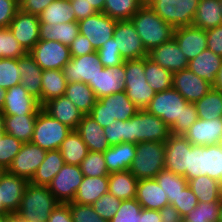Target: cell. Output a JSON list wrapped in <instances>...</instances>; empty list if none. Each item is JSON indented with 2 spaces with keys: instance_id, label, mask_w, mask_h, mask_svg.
I'll return each instance as SVG.
<instances>
[{
  "instance_id": "4316f807",
  "label": "cell",
  "mask_w": 222,
  "mask_h": 222,
  "mask_svg": "<svg viewBox=\"0 0 222 222\" xmlns=\"http://www.w3.org/2000/svg\"><path fill=\"white\" fill-rule=\"evenodd\" d=\"M76 131L91 152H105L110 144L104 134V128L90 115H83Z\"/></svg>"
},
{
  "instance_id": "6f0895ef",
  "label": "cell",
  "mask_w": 222,
  "mask_h": 222,
  "mask_svg": "<svg viewBox=\"0 0 222 222\" xmlns=\"http://www.w3.org/2000/svg\"><path fill=\"white\" fill-rule=\"evenodd\" d=\"M67 204L70 208L73 222H108L95 212L92 205L75 202H68Z\"/></svg>"
},
{
  "instance_id": "9c48e42d",
  "label": "cell",
  "mask_w": 222,
  "mask_h": 222,
  "mask_svg": "<svg viewBox=\"0 0 222 222\" xmlns=\"http://www.w3.org/2000/svg\"><path fill=\"white\" fill-rule=\"evenodd\" d=\"M199 0H153L149 6L174 28L193 24Z\"/></svg>"
},
{
  "instance_id": "bcb514c9",
  "label": "cell",
  "mask_w": 222,
  "mask_h": 222,
  "mask_svg": "<svg viewBox=\"0 0 222 222\" xmlns=\"http://www.w3.org/2000/svg\"><path fill=\"white\" fill-rule=\"evenodd\" d=\"M220 201L199 202L182 222H218Z\"/></svg>"
},
{
  "instance_id": "11a10c76",
  "label": "cell",
  "mask_w": 222,
  "mask_h": 222,
  "mask_svg": "<svg viewBox=\"0 0 222 222\" xmlns=\"http://www.w3.org/2000/svg\"><path fill=\"white\" fill-rule=\"evenodd\" d=\"M121 202V199H118L116 196L107 192L104 193L100 199L96 200L92 206L95 212L101 216V218L109 221L115 216Z\"/></svg>"
},
{
  "instance_id": "f6af8a7d",
  "label": "cell",
  "mask_w": 222,
  "mask_h": 222,
  "mask_svg": "<svg viewBox=\"0 0 222 222\" xmlns=\"http://www.w3.org/2000/svg\"><path fill=\"white\" fill-rule=\"evenodd\" d=\"M168 197L172 204L181 191L188 185V180L172 171L162 169L154 178Z\"/></svg>"
},
{
  "instance_id": "484cf974",
  "label": "cell",
  "mask_w": 222,
  "mask_h": 222,
  "mask_svg": "<svg viewBox=\"0 0 222 222\" xmlns=\"http://www.w3.org/2000/svg\"><path fill=\"white\" fill-rule=\"evenodd\" d=\"M20 84L30 95L36 98L41 106V87L43 70L36 64L34 58L28 53L18 58Z\"/></svg>"
},
{
  "instance_id": "ba28073f",
  "label": "cell",
  "mask_w": 222,
  "mask_h": 222,
  "mask_svg": "<svg viewBox=\"0 0 222 222\" xmlns=\"http://www.w3.org/2000/svg\"><path fill=\"white\" fill-rule=\"evenodd\" d=\"M71 130L67 125L52 118L47 112L41 109L34 124L31 142L46 151L57 150Z\"/></svg>"
},
{
  "instance_id": "9a60e30c",
  "label": "cell",
  "mask_w": 222,
  "mask_h": 222,
  "mask_svg": "<svg viewBox=\"0 0 222 222\" xmlns=\"http://www.w3.org/2000/svg\"><path fill=\"white\" fill-rule=\"evenodd\" d=\"M103 68L98 52L95 51L84 56L71 57L62 71L68 83L83 82L88 84L93 82L95 76Z\"/></svg>"
},
{
  "instance_id": "30bf717a",
  "label": "cell",
  "mask_w": 222,
  "mask_h": 222,
  "mask_svg": "<svg viewBox=\"0 0 222 222\" xmlns=\"http://www.w3.org/2000/svg\"><path fill=\"white\" fill-rule=\"evenodd\" d=\"M29 54L42 70H62L71 59L69 47L58 41L40 40Z\"/></svg>"
},
{
  "instance_id": "91938a15",
  "label": "cell",
  "mask_w": 222,
  "mask_h": 222,
  "mask_svg": "<svg viewBox=\"0 0 222 222\" xmlns=\"http://www.w3.org/2000/svg\"><path fill=\"white\" fill-rule=\"evenodd\" d=\"M110 146L126 142V121L116 120L104 128Z\"/></svg>"
},
{
  "instance_id": "c3c4849f",
  "label": "cell",
  "mask_w": 222,
  "mask_h": 222,
  "mask_svg": "<svg viewBox=\"0 0 222 222\" xmlns=\"http://www.w3.org/2000/svg\"><path fill=\"white\" fill-rule=\"evenodd\" d=\"M205 172L211 179L222 183V150L219 144L205 146Z\"/></svg>"
},
{
  "instance_id": "ab89813d",
  "label": "cell",
  "mask_w": 222,
  "mask_h": 222,
  "mask_svg": "<svg viewBox=\"0 0 222 222\" xmlns=\"http://www.w3.org/2000/svg\"><path fill=\"white\" fill-rule=\"evenodd\" d=\"M64 95L71 100L84 115L91 112L97 100L92 88L83 82L68 83Z\"/></svg>"
},
{
  "instance_id": "f907efd6",
  "label": "cell",
  "mask_w": 222,
  "mask_h": 222,
  "mask_svg": "<svg viewBox=\"0 0 222 222\" xmlns=\"http://www.w3.org/2000/svg\"><path fill=\"white\" fill-rule=\"evenodd\" d=\"M26 53L9 28L0 27V59H18Z\"/></svg>"
},
{
  "instance_id": "b9f144b4",
  "label": "cell",
  "mask_w": 222,
  "mask_h": 222,
  "mask_svg": "<svg viewBox=\"0 0 222 222\" xmlns=\"http://www.w3.org/2000/svg\"><path fill=\"white\" fill-rule=\"evenodd\" d=\"M188 186L196 195L198 202L221 200V183L207 175L188 180Z\"/></svg>"
},
{
  "instance_id": "a7ac6f4b",
  "label": "cell",
  "mask_w": 222,
  "mask_h": 222,
  "mask_svg": "<svg viewBox=\"0 0 222 222\" xmlns=\"http://www.w3.org/2000/svg\"><path fill=\"white\" fill-rule=\"evenodd\" d=\"M198 119L197 109L194 103L188 102L183 107L182 114V135L191 127V125Z\"/></svg>"
},
{
  "instance_id": "680465c9",
  "label": "cell",
  "mask_w": 222,
  "mask_h": 222,
  "mask_svg": "<svg viewBox=\"0 0 222 222\" xmlns=\"http://www.w3.org/2000/svg\"><path fill=\"white\" fill-rule=\"evenodd\" d=\"M198 203L199 202L196 195L187 185L171 205H173L178 210L180 215L184 217L194 210Z\"/></svg>"
},
{
  "instance_id": "9f6ffc18",
  "label": "cell",
  "mask_w": 222,
  "mask_h": 222,
  "mask_svg": "<svg viewBox=\"0 0 222 222\" xmlns=\"http://www.w3.org/2000/svg\"><path fill=\"white\" fill-rule=\"evenodd\" d=\"M99 61L104 68L121 65L124 60L112 37L97 50Z\"/></svg>"
},
{
  "instance_id": "7c38bea8",
  "label": "cell",
  "mask_w": 222,
  "mask_h": 222,
  "mask_svg": "<svg viewBox=\"0 0 222 222\" xmlns=\"http://www.w3.org/2000/svg\"><path fill=\"white\" fill-rule=\"evenodd\" d=\"M116 22L117 20L110 18L103 12H97L78 22L79 34L87 37L97 51L113 37Z\"/></svg>"
},
{
  "instance_id": "ee69618b",
  "label": "cell",
  "mask_w": 222,
  "mask_h": 222,
  "mask_svg": "<svg viewBox=\"0 0 222 222\" xmlns=\"http://www.w3.org/2000/svg\"><path fill=\"white\" fill-rule=\"evenodd\" d=\"M143 4V0H105L103 13L117 21L130 20Z\"/></svg>"
},
{
  "instance_id": "836d02e7",
  "label": "cell",
  "mask_w": 222,
  "mask_h": 222,
  "mask_svg": "<svg viewBox=\"0 0 222 222\" xmlns=\"http://www.w3.org/2000/svg\"><path fill=\"white\" fill-rule=\"evenodd\" d=\"M108 182V192L118 199L136 198L138 179L129 170L110 173Z\"/></svg>"
},
{
  "instance_id": "deb4b68c",
  "label": "cell",
  "mask_w": 222,
  "mask_h": 222,
  "mask_svg": "<svg viewBox=\"0 0 222 222\" xmlns=\"http://www.w3.org/2000/svg\"><path fill=\"white\" fill-rule=\"evenodd\" d=\"M153 0H143V2L145 3V4H150L151 2H152Z\"/></svg>"
},
{
  "instance_id": "4dcf8cb0",
  "label": "cell",
  "mask_w": 222,
  "mask_h": 222,
  "mask_svg": "<svg viewBox=\"0 0 222 222\" xmlns=\"http://www.w3.org/2000/svg\"><path fill=\"white\" fill-rule=\"evenodd\" d=\"M41 109L40 106L32 115H4V131L22 143L31 142L34 124Z\"/></svg>"
},
{
  "instance_id": "2e32d148",
  "label": "cell",
  "mask_w": 222,
  "mask_h": 222,
  "mask_svg": "<svg viewBox=\"0 0 222 222\" xmlns=\"http://www.w3.org/2000/svg\"><path fill=\"white\" fill-rule=\"evenodd\" d=\"M46 154V150L32 142L23 143L20 152L7 170L30 182Z\"/></svg>"
},
{
  "instance_id": "7a4b0ae2",
  "label": "cell",
  "mask_w": 222,
  "mask_h": 222,
  "mask_svg": "<svg viewBox=\"0 0 222 222\" xmlns=\"http://www.w3.org/2000/svg\"><path fill=\"white\" fill-rule=\"evenodd\" d=\"M170 128L157 116L146 109H139L126 120V143L154 141L165 143L170 137Z\"/></svg>"
},
{
  "instance_id": "2a66077c",
  "label": "cell",
  "mask_w": 222,
  "mask_h": 222,
  "mask_svg": "<svg viewBox=\"0 0 222 222\" xmlns=\"http://www.w3.org/2000/svg\"><path fill=\"white\" fill-rule=\"evenodd\" d=\"M0 131H4V114L0 111Z\"/></svg>"
},
{
  "instance_id": "816d5d0a",
  "label": "cell",
  "mask_w": 222,
  "mask_h": 222,
  "mask_svg": "<svg viewBox=\"0 0 222 222\" xmlns=\"http://www.w3.org/2000/svg\"><path fill=\"white\" fill-rule=\"evenodd\" d=\"M20 84L18 59H0V88H9Z\"/></svg>"
},
{
  "instance_id": "94428289",
  "label": "cell",
  "mask_w": 222,
  "mask_h": 222,
  "mask_svg": "<svg viewBox=\"0 0 222 222\" xmlns=\"http://www.w3.org/2000/svg\"><path fill=\"white\" fill-rule=\"evenodd\" d=\"M19 9V0H0V27L8 28Z\"/></svg>"
},
{
  "instance_id": "7dc6e473",
  "label": "cell",
  "mask_w": 222,
  "mask_h": 222,
  "mask_svg": "<svg viewBox=\"0 0 222 222\" xmlns=\"http://www.w3.org/2000/svg\"><path fill=\"white\" fill-rule=\"evenodd\" d=\"M207 175L205 172V146L191 145L188 147L186 179Z\"/></svg>"
},
{
  "instance_id": "8fae6325",
  "label": "cell",
  "mask_w": 222,
  "mask_h": 222,
  "mask_svg": "<svg viewBox=\"0 0 222 222\" xmlns=\"http://www.w3.org/2000/svg\"><path fill=\"white\" fill-rule=\"evenodd\" d=\"M113 38L124 61L148 57V52L130 20L116 22Z\"/></svg>"
},
{
  "instance_id": "89a4df30",
  "label": "cell",
  "mask_w": 222,
  "mask_h": 222,
  "mask_svg": "<svg viewBox=\"0 0 222 222\" xmlns=\"http://www.w3.org/2000/svg\"><path fill=\"white\" fill-rule=\"evenodd\" d=\"M162 222H182L183 217L178 210L171 204L166 205L160 210Z\"/></svg>"
},
{
  "instance_id": "60d3db41",
  "label": "cell",
  "mask_w": 222,
  "mask_h": 222,
  "mask_svg": "<svg viewBox=\"0 0 222 222\" xmlns=\"http://www.w3.org/2000/svg\"><path fill=\"white\" fill-rule=\"evenodd\" d=\"M144 73L147 83L155 92L165 91L173 86V73L148 57L144 58Z\"/></svg>"
},
{
  "instance_id": "979ff035",
  "label": "cell",
  "mask_w": 222,
  "mask_h": 222,
  "mask_svg": "<svg viewBox=\"0 0 222 222\" xmlns=\"http://www.w3.org/2000/svg\"><path fill=\"white\" fill-rule=\"evenodd\" d=\"M0 213H10V212L3 206V204H0Z\"/></svg>"
},
{
  "instance_id": "f5cc1de1",
  "label": "cell",
  "mask_w": 222,
  "mask_h": 222,
  "mask_svg": "<svg viewBox=\"0 0 222 222\" xmlns=\"http://www.w3.org/2000/svg\"><path fill=\"white\" fill-rule=\"evenodd\" d=\"M23 143L13 136L5 133L0 139V166L7 170L14 157L20 152Z\"/></svg>"
},
{
  "instance_id": "603ad722",
  "label": "cell",
  "mask_w": 222,
  "mask_h": 222,
  "mask_svg": "<svg viewBox=\"0 0 222 222\" xmlns=\"http://www.w3.org/2000/svg\"><path fill=\"white\" fill-rule=\"evenodd\" d=\"M219 145H220V148H221V150H222V141L219 143Z\"/></svg>"
},
{
  "instance_id": "09005b40",
  "label": "cell",
  "mask_w": 222,
  "mask_h": 222,
  "mask_svg": "<svg viewBox=\"0 0 222 222\" xmlns=\"http://www.w3.org/2000/svg\"><path fill=\"white\" fill-rule=\"evenodd\" d=\"M218 222H222V199L220 200V212H219Z\"/></svg>"
},
{
  "instance_id": "e7e4bbea",
  "label": "cell",
  "mask_w": 222,
  "mask_h": 222,
  "mask_svg": "<svg viewBox=\"0 0 222 222\" xmlns=\"http://www.w3.org/2000/svg\"><path fill=\"white\" fill-rule=\"evenodd\" d=\"M54 0H21L20 9L26 13L39 16Z\"/></svg>"
},
{
  "instance_id": "2644e50d",
  "label": "cell",
  "mask_w": 222,
  "mask_h": 222,
  "mask_svg": "<svg viewBox=\"0 0 222 222\" xmlns=\"http://www.w3.org/2000/svg\"><path fill=\"white\" fill-rule=\"evenodd\" d=\"M140 222H162L160 210L143 208L140 212Z\"/></svg>"
},
{
  "instance_id": "4fadbf2b",
  "label": "cell",
  "mask_w": 222,
  "mask_h": 222,
  "mask_svg": "<svg viewBox=\"0 0 222 222\" xmlns=\"http://www.w3.org/2000/svg\"><path fill=\"white\" fill-rule=\"evenodd\" d=\"M83 177L80 166L64 164L47 187L60 203L72 202Z\"/></svg>"
},
{
  "instance_id": "83f0119b",
  "label": "cell",
  "mask_w": 222,
  "mask_h": 222,
  "mask_svg": "<svg viewBox=\"0 0 222 222\" xmlns=\"http://www.w3.org/2000/svg\"><path fill=\"white\" fill-rule=\"evenodd\" d=\"M136 200L145 209L161 210L169 205L167 195L155 179L138 180Z\"/></svg>"
},
{
  "instance_id": "8d00e7d4",
  "label": "cell",
  "mask_w": 222,
  "mask_h": 222,
  "mask_svg": "<svg viewBox=\"0 0 222 222\" xmlns=\"http://www.w3.org/2000/svg\"><path fill=\"white\" fill-rule=\"evenodd\" d=\"M41 107L54 98L65 94L67 79L62 70L49 69L42 72Z\"/></svg>"
},
{
  "instance_id": "f1b7e54d",
  "label": "cell",
  "mask_w": 222,
  "mask_h": 222,
  "mask_svg": "<svg viewBox=\"0 0 222 222\" xmlns=\"http://www.w3.org/2000/svg\"><path fill=\"white\" fill-rule=\"evenodd\" d=\"M222 65V56L208 48L188 62V69L214 87Z\"/></svg>"
},
{
  "instance_id": "52a82bcc",
  "label": "cell",
  "mask_w": 222,
  "mask_h": 222,
  "mask_svg": "<svg viewBox=\"0 0 222 222\" xmlns=\"http://www.w3.org/2000/svg\"><path fill=\"white\" fill-rule=\"evenodd\" d=\"M125 88L128 98L139 108L145 109L155 95V91L149 86L144 73V58L126 60Z\"/></svg>"
},
{
  "instance_id": "03108f58",
  "label": "cell",
  "mask_w": 222,
  "mask_h": 222,
  "mask_svg": "<svg viewBox=\"0 0 222 222\" xmlns=\"http://www.w3.org/2000/svg\"><path fill=\"white\" fill-rule=\"evenodd\" d=\"M70 3L75 11V19L77 22L97 13L87 0H70Z\"/></svg>"
},
{
  "instance_id": "5bb4252c",
  "label": "cell",
  "mask_w": 222,
  "mask_h": 222,
  "mask_svg": "<svg viewBox=\"0 0 222 222\" xmlns=\"http://www.w3.org/2000/svg\"><path fill=\"white\" fill-rule=\"evenodd\" d=\"M39 24L37 15L19 9L8 26L15 39L27 53L40 41Z\"/></svg>"
},
{
  "instance_id": "d6986e66",
  "label": "cell",
  "mask_w": 222,
  "mask_h": 222,
  "mask_svg": "<svg viewBox=\"0 0 222 222\" xmlns=\"http://www.w3.org/2000/svg\"><path fill=\"white\" fill-rule=\"evenodd\" d=\"M187 102L195 103L208 93L213 86L188 68L173 74V86Z\"/></svg>"
},
{
  "instance_id": "7bdbcfd3",
  "label": "cell",
  "mask_w": 222,
  "mask_h": 222,
  "mask_svg": "<svg viewBox=\"0 0 222 222\" xmlns=\"http://www.w3.org/2000/svg\"><path fill=\"white\" fill-rule=\"evenodd\" d=\"M194 104L200 119L211 120L222 117V91L212 88Z\"/></svg>"
},
{
  "instance_id": "753ad0ef",
  "label": "cell",
  "mask_w": 222,
  "mask_h": 222,
  "mask_svg": "<svg viewBox=\"0 0 222 222\" xmlns=\"http://www.w3.org/2000/svg\"><path fill=\"white\" fill-rule=\"evenodd\" d=\"M213 88L222 91V65L219 72L217 73L216 82Z\"/></svg>"
},
{
  "instance_id": "603a6c76",
  "label": "cell",
  "mask_w": 222,
  "mask_h": 222,
  "mask_svg": "<svg viewBox=\"0 0 222 222\" xmlns=\"http://www.w3.org/2000/svg\"><path fill=\"white\" fill-rule=\"evenodd\" d=\"M173 38L188 61L207 49L206 30L193 25L175 28Z\"/></svg>"
},
{
  "instance_id": "cb8c5ba5",
  "label": "cell",
  "mask_w": 222,
  "mask_h": 222,
  "mask_svg": "<svg viewBox=\"0 0 222 222\" xmlns=\"http://www.w3.org/2000/svg\"><path fill=\"white\" fill-rule=\"evenodd\" d=\"M4 99V115H32L40 107L38 100L22 84L9 88Z\"/></svg>"
},
{
  "instance_id": "b9fcfbb0",
  "label": "cell",
  "mask_w": 222,
  "mask_h": 222,
  "mask_svg": "<svg viewBox=\"0 0 222 222\" xmlns=\"http://www.w3.org/2000/svg\"><path fill=\"white\" fill-rule=\"evenodd\" d=\"M9 213H0V222H6Z\"/></svg>"
},
{
  "instance_id": "6125c7cd",
  "label": "cell",
  "mask_w": 222,
  "mask_h": 222,
  "mask_svg": "<svg viewBox=\"0 0 222 222\" xmlns=\"http://www.w3.org/2000/svg\"><path fill=\"white\" fill-rule=\"evenodd\" d=\"M207 48L213 53L222 56V24L206 30Z\"/></svg>"
},
{
  "instance_id": "681fc988",
  "label": "cell",
  "mask_w": 222,
  "mask_h": 222,
  "mask_svg": "<svg viewBox=\"0 0 222 222\" xmlns=\"http://www.w3.org/2000/svg\"><path fill=\"white\" fill-rule=\"evenodd\" d=\"M79 166L84 176L101 177L109 175L103 152L89 151Z\"/></svg>"
},
{
  "instance_id": "277c9868",
  "label": "cell",
  "mask_w": 222,
  "mask_h": 222,
  "mask_svg": "<svg viewBox=\"0 0 222 222\" xmlns=\"http://www.w3.org/2000/svg\"><path fill=\"white\" fill-rule=\"evenodd\" d=\"M59 203L47 186H37L29 182L16 213L27 222H43L47 221Z\"/></svg>"
},
{
  "instance_id": "d4e9b609",
  "label": "cell",
  "mask_w": 222,
  "mask_h": 222,
  "mask_svg": "<svg viewBox=\"0 0 222 222\" xmlns=\"http://www.w3.org/2000/svg\"><path fill=\"white\" fill-rule=\"evenodd\" d=\"M42 109L72 130L77 129L84 115L65 95L49 100Z\"/></svg>"
},
{
  "instance_id": "5803f987",
  "label": "cell",
  "mask_w": 222,
  "mask_h": 222,
  "mask_svg": "<svg viewBox=\"0 0 222 222\" xmlns=\"http://www.w3.org/2000/svg\"><path fill=\"white\" fill-rule=\"evenodd\" d=\"M221 199H222V183H221Z\"/></svg>"
},
{
  "instance_id": "e0dca14e",
  "label": "cell",
  "mask_w": 222,
  "mask_h": 222,
  "mask_svg": "<svg viewBox=\"0 0 222 222\" xmlns=\"http://www.w3.org/2000/svg\"><path fill=\"white\" fill-rule=\"evenodd\" d=\"M88 85L92 88L96 99L120 93L125 88V66L103 68Z\"/></svg>"
},
{
  "instance_id": "003e7915",
  "label": "cell",
  "mask_w": 222,
  "mask_h": 222,
  "mask_svg": "<svg viewBox=\"0 0 222 222\" xmlns=\"http://www.w3.org/2000/svg\"><path fill=\"white\" fill-rule=\"evenodd\" d=\"M47 222H73L67 203H59L49 215Z\"/></svg>"
},
{
  "instance_id": "ffe728a7",
  "label": "cell",
  "mask_w": 222,
  "mask_h": 222,
  "mask_svg": "<svg viewBox=\"0 0 222 222\" xmlns=\"http://www.w3.org/2000/svg\"><path fill=\"white\" fill-rule=\"evenodd\" d=\"M183 136L192 145L219 144L222 141V117L211 120L198 118Z\"/></svg>"
},
{
  "instance_id": "11e5206c",
  "label": "cell",
  "mask_w": 222,
  "mask_h": 222,
  "mask_svg": "<svg viewBox=\"0 0 222 222\" xmlns=\"http://www.w3.org/2000/svg\"><path fill=\"white\" fill-rule=\"evenodd\" d=\"M6 89L0 88V111L3 109V105L5 103Z\"/></svg>"
},
{
  "instance_id": "67dfc351",
  "label": "cell",
  "mask_w": 222,
  "mask_h": 222,
  "mask_svg": "<svg viewBox=\"0 0 222 222\" xmlns=\"http://www.w3.org/2000/svg\"><path fill=\"white\" fill-rule=\"evenodd\" d=\"M4 171H5V169H3V168L0 166V177H1V175L3 174Z\"/></svg>"
},
{
  "instance_id": "ac0fdd59",
  "label": "cell",
  "mask_w": 222,
  "mask_h": 222,
  "mask_svg": "<svg viewBox=\"0 0 222 222\" xmlns=\"http://www.w3.org/2000/svg\"><path fill=\"white\" fill-rule=\"evenodd\" d=\"M28 184L25 178L5 170L0 177V204L10 213H16Z\"/></svg>"
},
{
  "instance_id": "44dd1931",
  "label": "cell",
  "mask_w": 222,
  "mask_h": 222,
  "mask_svg": "<svg viewBox=\"0 0 222 222\" xmlns=\"http://www.w3.org/2000/svg\"><path fill=\"white\" fill-rule=\"evenodd\" d=\"M148 58L173 74L188 68L189 61L174 38L148 52Z\"/></svg>"
},
{
  "instance_id": "6da1fadb",
  "label": "cell",
  "mask_w": 222,
  "mask_h": 222,
  "mask_svg": "<svg viewBox=\"0 0 222 222\" xmlns=\"http://www.w3.org/2000/svg\"><path fill=\"white\" fill-rule=\"evenodd\" d=\"M130 21L147 52L173 38L175 28L162 20L148 4L144 3Z\"/></svg>"
},
{
  "instance_id": "f546056e",
  "label": "cell",
  "mask_w": 222,
  "mask_h": 222,
  "mask_svg": "<svg viewBox=\"0 0 222 222\" xmlns=\"http://www.w3.org/2000/svg\"><path fill=\"white\" fill-rule=\"evenodd\" d=\"M107 170L110 173L127 171L136 155V144L120 143L110 146L104 153Z\"/></svg>"
},
{
  "instance_id": "f35d334b",
  "label": "cell",
  "mask_w": 222,
  "mask_h": 222,
  "mask_svg": "<svg viewBox=\"0 0 222 222\" xmlns=\"http://www.w3.org/2000/svg\"><path fill=\"white\" fill-rule=\"evenodd\" d=\"M40 23L57 25L67 22H76L75 11L70 0H54L38 16Z\"/></svg>"
},
{
  "instance_id": "74e56055",
  "label": "cell",
  "mask_w": 222,
  "mask_h": 222,
  "mask_svg": "<svg viewBox=\"0 0 222 222\" xmlns=\"http://www.w3.org/2000/svg\"><path fill=\"white\" fill-rule=\"evenodd\" d=\"M65 164L80 165L88 155V147L76 130H71L59 148Z\"/></svg>"
},
{
  "instance_id": "e575fe53",
  "label": "cell",
  "mask_w": 222,
  "mask_h": 222,
  "mask_svg": "<svg viewBox=\"0 0 222 222\" xmlns=\"http://www.w3.org/2000/svg\"><path fill=\"white\" fill-rule=\"evenodd\" d=\"M64 164L59 149L47 151L44 161L39 165L30 183L37 186H48Z\"/></svg>"
},
{
  "instance_id": "b62a3aed",
  "label": "cell",
  "mask_w": 222,
  "mask_h": 222,
  "mask_svg": "<svg viewBox=\"0 0 222 222\" xmlns=\"http://www.w3.org/2000/svg\"><path fill=\"white\" fill-rule=\"evenodd\" d=\"M5 131H0V139L3 137V135L5 134Z\"/></svg>"
},
{
  "instance_id": "db71d44e",
  "label": "cell",
  "mask_w": 222,
  "mask_h": 222,
  "mask_svg": "<svg viewBox=\"0 0 222 222\" xmlns=\"http://www.w3.org/2000/svg\"><path fill=\"white\" fill-rule=\"evenodd\" d=\"M141 204L136 198L122 200L115 216L108 222H140Z\"/></svg>"
},
{
  "instance_id": "1f68e13d",
  "label": "cell",
  "mask_w": 222,
  "mask_h": 222,
  "mask_svg": "<svg viewBox=\"0 0 222 222\" xmlns=\"http://www.w3.org/2000/svg\"><path fill=\"white\" fill-rule=\"evenodd\" d=\"M108 176H84L72 202L92 205L96 200L108 192Z\"/></svg>"
},
{
  "instance_id": "be15d7a7",
  "label": "cell",
  "mask_w": 222,
  "mask_h": 222,
  "mask_svg": "<svg viewBox=\"0 0 222 222\" xmlns=\"http://www.w3.org/2000/svg\"><path fill=\"white\" fill-rule=\"evenodd\" d=\"M71 57L84 56L96 50L91 45L87 37L79 34L69 46Z\"/></svg>"
},
{
  "instance_id": "5b68a950",
  "label": "cell",
  "mask_w": 222,
  "mask_h": 222,
  "mask_svg": "<svg viewBox=\"0 0 222 222\" xmlns=\"http://www.w3.org/2000/svg\"><path fill=\"white\" fill-rule=\"evenodd\" d=\"M139 111L125 91L97 99L90 115L103 128L116 120L126 121Z\"/></svg>"
},
{
  "instance_id": "3957f363",
  "label": "cell",
  "mask_w": 222,
  "mask_h": 222,
  "mask_svg": "<svg viewBox=\"0 0 222 222\" xmlns=\"http://www.w3.org/2000/svg\"><path fill=\"white\" fill-rule=\"evenodd\" d=\"M187 103L185 98L172 87L156 92L145 109L159 117L170 128L172 135H182L183 107Z\"/></svg>"
},
{
  "instance_id": "d6a6232c",
  "label": "cell",
  "mask_w": 222,
  "mask_h": 222,
  "mask_svg": "<svg viewBox=\"0 0 222 222\" xmlns=\"http://www.w3.org/2000/svg\"><path fill=\"white\" fill-rule=\"evenodd\" d=\"M40 40L58 41L63 45L70 46L79 35L78 22H67L57 25L40 23Z\"/></svg>"
},
{
  "instance_id": "8c879c8a",
  "label": "cell",
  "mask_w": 222,
  "mask_h": 222,
  "mask_svg": "<svg viewBox=\"0 0 222 222\" xmlns=\"http://www.w3.org/2000/svg\"><path fill=\"white\" fill-rule=\"evenodd\" d=\"M97 12H103L105 0H87Z\"/></svg>"
},
{
  "instance_id": "34e18365",
  "label": "cell",
  "mask_w": 222,
  "mask_h": 222,
  "mask_svg": "<svg viewBox=\"0 0 222 222\" xmlns=\"http://www.w3.org/2000/svg\"><path fill=\"white\" fill-rule=\"evenodd\" d=\"M6 222H27L22 219L17 213H9Z\"/></svg>"
},
{
  "instance_id": "8992f818",
  "label": "cell",
  "mask_w": 222,
  "mask_h": 222,
  "mask_svg": "<svg viewBox=\"0 0 222 222\" xmlns=\"http://www.w3.org/2000/svg\"><path fill=\"white\" fill-rule=\"evenodd\" d=\"M165 168L164 143L146 141L136 144V155L129 171L138 179H154Z\"/></svg>"
},
{
  "instance_id": "7402d4cb",
  "label": "cell",
  "mask_w": 222,
  "mask_h": 222,
  "mask_svg": "<svg viewBox=\"0 0 222 222\" xmlns=\"http://www.w3.org/2000/svg\"><path fill=\"white\" fill-rule=\"evenodd\" d=\"M192 144L183 135H170L165 146V169L186 178L188 147Z\"/></svg>"
},
{
  "instance_id": "d590c367",
  "label": "cell",
  "mask_w": 222,
  "mask_h": 222,
  "mask_svg": "<svg viewBox=\"0 0 222 222\" xmlns=\"http://www.w3.org/2000/svg\"><path fill=\"white\" fill-rule=\"evenodd\" d=\"M222 24L220 0H199L193 26L208 30Z\"/></svg>"
}]
</instances>
